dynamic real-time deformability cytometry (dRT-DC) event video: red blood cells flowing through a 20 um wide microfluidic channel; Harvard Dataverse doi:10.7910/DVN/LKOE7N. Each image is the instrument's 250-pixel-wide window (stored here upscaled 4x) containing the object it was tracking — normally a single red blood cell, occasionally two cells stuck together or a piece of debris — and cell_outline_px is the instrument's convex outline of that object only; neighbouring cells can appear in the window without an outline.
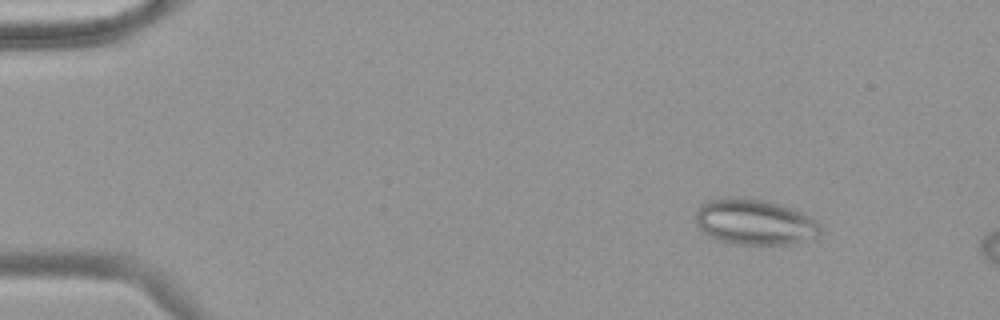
{"species": "common noctule bat (a hibernating species)", "species_latin": "Nyctalus noctula", "temperature_condition": "warm", "stored_images_in_passage": 8, "camera_frame_rate_fps": 3000, "um_per_image_px": 0.085, "animal": {"sex": "female", "body_mass_g": 18.4}, "frame": {"image": 1, "passage_image": 7, "time_ms": 2.0, "image_size_px": [1000, 320], "cell_outline_px": [[820, 232], [816, 236], [792, 244], [736, 244], [716, 240], [708, 236], [700, 228], [696, 220], [696, 208], [700, 204], [708, 200], [732, 196], [752, 196], [780, 204], [792, 208], [808, 216], [820, 224]], "centroid_in_image_um": [64.09, 18.84], "position_along_channel_um": 20.9, "area_um2": 33.52}}